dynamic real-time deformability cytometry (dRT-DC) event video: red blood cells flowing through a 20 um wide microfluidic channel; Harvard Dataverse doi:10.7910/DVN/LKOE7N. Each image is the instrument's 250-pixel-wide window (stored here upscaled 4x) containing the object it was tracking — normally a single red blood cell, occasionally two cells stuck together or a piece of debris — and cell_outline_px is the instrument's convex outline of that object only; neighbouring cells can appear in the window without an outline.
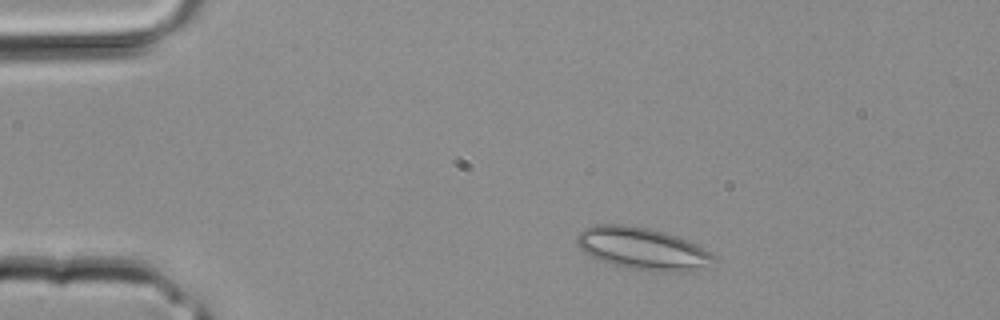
{"species": "common noctule bat (a hibernating species)", "species_latin": "Nyctalus noctula", "temperature_condition": "room temperature", "stored_images_in_passage": 2, "camera_frame_rate_fps": 3000, "um_per_image_px": 0.085, "animal": {"sex": "male", "body_mass_g": 20.4}, "frame": {"image": 1, "passage_image": 1, "time_ms": 0.0, "image_size_px": [1000, 320], "cell_outline_px": [[716, 260], [684, 272], [652, 272], [624, 268], [604, 264], [584, 252], [576, 244], [576, 236], [584, 228], [596, 224], [628, 224], [648, 228], [664, 232], [688, 240], [696, 244], [716, 256]], "centroid_in_image_um": [54.52, 21.14], "position_along_channel_um": 30.5, "area_um2": 33.99}}